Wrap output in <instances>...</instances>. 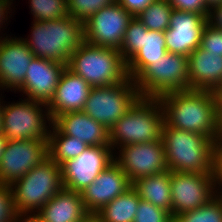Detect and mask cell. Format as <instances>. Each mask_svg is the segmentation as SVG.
<instances>
[{
	"mask_svg": "<svg viewBox=\"0 0 222 222\" xmlns=\"http://www.w3.org/2000/svg\"><path fill=\"white\" fill-rule=\"evenodd\" d=\"M132 186L126 173L114 160L97 178L81 192L83 205L88 213H97Z\"/></svg>",
	"mask_w": 222,
	"mask_h": 222,
	"instance_id": "ac0fdd59",
	"label": "cell"
},
{
	"mask_svg": "<svg viewBox=\"0 0 222 222\" xmlns=\"http://www.w3.org/2000/svg\"><path fill=\"white\" fill-rule=\"evenodd\" d=\"M88 146L73 136L64 135L53 123L48 136V157L58 165L78 157Z\"/></svg>",
	"mask_w": 222,
	"mask_h": 222,
	"instance_id": "484cf974",
	"label": "cell"
},
{
	"mask_svg": "<svg viewBox=\"0 0 222 222\" xmlns=\"http://www.w3.org/2000/svg\"><path fill=\"white\" fill-rule=\"evenodd\" d=\"M118 150L114 153L115 161L131 183L140 177L168 171L162 138L145 143L128 144Z\"/></svg>",
	"mask_w": 222,
	"mask_h": 222,
	"instance_id": "4fadbf2b",
	"label": "cell"
},
{
	"mask_svg": "<svg viewBox=\"0 0 222 222\" xmlns=\"http://www.w3.org/2000/svg\"><path fill=\"white\" fill-rule=\"evenodd\" d=\"M158 100L166 126L199 133L217 142L219 117L213 91H175L161 95Z\"/></svg>",
	"mask_w": 222,
	"mask_h": 222,
	"instance_id": "6da1fadb",
	"label": "cell"
},
{
	"mask_svg": "<svg viewBox=\"0 0 222 222\" xmlns=\"http://www.w3.org/2000/svg\"><path fill=\"white\" fill-rule=\"evenodd\" d=\"M167 53L164 32L147 30L143 48L126 63L128 77L135 80L149 65Z\"/></svg>",
	"mask_w": 222,
	"mask_h": 222,
	"instance_id": "cb8c5ba5",
	"label": "cell"
},
{
	"mask_svg": "<svg viewBox=\"0 0 222 222\" xmlns=\"http://www.w3.org/2000/svg\"><path fill=\"white\" fill-rule=\"evenodd\" d=\"M82 222H104L96 213H88Z\"/></svg>",
	"mask_w": 222,
	"mask_h": 222,
	"instance_id": "b9f144b4",
	"label": "cell"
},
{
	"mask_svg": "<svg viewBox=\"0 0 222 222\" xmlns=\"http://www.w3.org/2000/svg\"><path fill=\"white\" fill-rule=\"evenodd\" d=\"M10 187L17 214L35 215L63 188L61 166L48 157Z\"/></svg>",
	"mask_w": 222,
	"mask_h": 222,
	"instance_id": "8992f818",
	"label": "cell"
},
{
	"mask_svg": "<svg viewBox=\"0 0 222 222\" xmlns=\"http://www.w3.org/2000/svg\"><path fill=\"white\" fill-rule=\"evenodd\" d=\"M10 37V38H9ZM34 54L23 37L11 36L0 39V90H16L24 83Z\"/></svg>",
	"mask_w": 222,
	"mask_h": 222,
	"instance_id": "2e32d148",
	"label": "cell"
},
{
	"mask_svg": "<svg viewBox=\"0 0 222 222\" xmlns=\"http://www.w3.org/2000/svg\"><path fill=\"white\" fill-rule=\"evenodd\" d=\"M117 0H67L69 16L83 23L103 7L114 4Z\"/></svg>",
	"mask_w": 222,
	"mask_h": 222,
	"instance_id": "4dcf8cb0",
	"label": "cell"
},
{
	"mask_svg": "<svg viewBox=\"0 0 222 222\" xmlns=\"http://www.w3.org/2000/svg\"><path fill=\"white\" fill-rule=\"evenodd\" d=\"M111 146H88L78 157L61 165L63 188L83 192L114 160Z\"/></svg>",
	"mask_w": 222,
	"mask_h": 222,
	"instance_id": "8fae6325",
	"label": "cell"
},
{
	"mask_svg": "<svg viewBox=\"0 0 222 222\" xmlns=\"http://www.w3.org/2000/svg\"><path fill=\"white\" fill-rule=\"evenodd\" d=\"M187 58L189 89L214 91L222 84V54L208 53L199 46Z\"/></svg>",
	"mask_w": 222,
	"mask_h": 222,
	"instance_id": "44dd1931",
	"label": "cell"
},
{
	"mask_svg": "<svg viewBox=\"0 0 222 222\" xmlns=\"http://www.w3.org/2000/svg\"><path fill=\"white\" fill-rule=\"evenodd\" d=\"M52 123L44 102L20 98L5 104L3 100L2 133L7 140H48Z\"/></svg>",
	"mask_w": 222,
	"mask_h": 222,
	"instance_id": "52a82bcc",
	"label": "cell"
},
{
	"mask_svg": "<svg viewBox=\"0 0 222 222\" xmlns=\"http://www.w3.org/2000/svg\"><path fill=\"white\" fill-rule=\"evenodd\" d=\"M173 9L199 14H210L204 0H169Z\"/></svg>",
	"mask_w": 222,
	"mask_h": 222,
	"instance_id": "e575fe53",
	"label": "cell"
},
{
	"mask_svg": "<svg viewBox=\"0 0 222 222\" xmlns=\"http://www.w3.org/2000/svg\"><path fill=\"white\" fill-rule=\"evenodd\" d=\"M87 214L81 193L62 188L35 215L43 222H82Z\"/></svg>",
	"mask_w": 222,
	"mask_h": 222,
	"instance_id": "7402d4cb",
	"label": "cell"
},
{
	"mask_svg": "<svg viewBox=\"0 0 222 222\" xmlns=\"http://www.w3.org/2000/svg\"><path fill=\"white\" fill-rule=\"evenodd\" d=\"M200 47L208 53L222 54V29L207 22L202 32Z\"/></svg>",
	"mask_w": 222,
	"mask_h": 222,
	"instance_id": "836d02e7",
	"label": "cell"
},
{
	"mask_svg": "<svg viewBox=\"0 0 222 222\" xmlns=\"http://www.w3.org/2000/svg\"><path fill=\"white\" fill-rule=\"evenodd\" d=\"M140 199L131 186L123 194L103 206L96 214L104 222H134Z\"/></svg>",
	"mask_w": 222,
	"mask_h": 222,
	"instance_id": "d4e9b609",
	"label": "cell"
},
{
	"mask_svg": "<svg viewBox=\"0 0 222 222\" xmlns=\"http://www.w3.org/2000/svg\"><path fill=\"white\" fill-rule=\"evenodd\" d=\"M147 30L146 26L136 16L129 22L119 50L126 63L138 50L143 48L144 34H146Z\"/></svg>",
	"mask_w": 222,
	"mask_h": 222,
	"instance_id": "f546056e",
	"label": "cell"
},
{
	"mask_svg": "<svg viewBox=\"0 0 222 222\" xmlns=\"http://www.w3.org/2000/svg\"><path fill=\"white\" fill-rule=\"evenodd\" d=\"M48 158V140H8L0 160V184L11 185Z\"/></svg>",
	"mask_w": 222,
	"mask_h": 222,
	"instance_id": "5bb4252c",
	"label": "cell"
},
{
	"mask_svg": "<svg viewBox=\"0 0 222 222\" xmlns=\"http://www.w3.org/2000/svg\"><path fill=\"white\" fill-rule=\"evenodd\" d=\"M164 116L158 98L140 97L109 130L113 151L128 144L156 141L161 138Z\"/></svg>",
	"mask_w": 222,
	"mask_h": 222,
	"instance_id": "277c9868",
	"label": "cell"
},
{
	"mask_svg": "<svg viewBox=\"0 0 222 222\" xmlns=\"http://www.w3.org/2000/svg\"><path fill=\"white\" fill-rule=\"evenodd\" d=\"M7 138L4 136L3 133H0V160H1V157H2V154L4 153V150H5V146H6V143H7Z\"/></svg>",
	"mask_w": 222,
	"mask_h": 222,
	"instance_id": "7bdbcfd3",
	"label": "cell"
},
{
	"mask_svg": "<svg viewBox=\"0 0 222 222\" xmlns=\"http://www.w3.org/2000/svg\"><path fill=\"white\" fill-rule=\"evenodd\" d=\"M208 22L214 27L222 29V4H219L210 10Z\"/></svg>",
	"mask_w": 222,
	"mask_h": 222,
	"instance_id": "f35d334b",
	"label": "cell"
},
{
	"mask_svg": "<svg viewBox=\"0 0 222 222\" xmlns=\"http://www.w3.org/2000/svg\"><path fill=\"white\" fill-rule=\"evenodd\" d=\"M133 17L117 1L103 7L84 22V41L120 50L125 31Z\"/></svg>",
	"mask_w": 222,
	"mask_h": 222,
	"instance_id": "7c38bea8",
	"label": "cell"
},
{
	"mask_svg": "<svg viewBox=\"0 0 222 222\" xmlns=\"http://www.w3.org/2000/svg\"><path fill=\"white\" fill-rule=\"evenodd\" d=\"M33 21H51L69 16L67 0H29Z\"/></svg>",
	"mask_w": 222,
	"mask_h": 222,
	"instance_id": "f1b7e54d",
	"label": "cell"
},
{
	"mask_svg": "<svg viewBox=\"0 0 222 222\" xmlns=\"http://www.w3.org/2000/svg\"><path fill=\"white\" fill-rule=\"evenodd\" d=\"M2 97V94L0 95ZM0 97V133H2V109H3V100Z\"/></svg>",
	"mask_w": 222,
	"mask_h": 222,
	"instance_id": "bcb514c9",
	"label": "cell"
},
{
	"mask_svg": "<svg viewBox=\"0 0 222 222\" xmlns=\"http://www.w3.org/2000/svg\"><path fill=\"white\" fill-rule=\"evenodd\" d=\"M155 0H117V2L133 16H137Z\"/></svg>",
	"mask_w": 222,
	"mask_h": 222,
	"instance_id": "d590c367",
	"label": "cell"
},
{
	"mask_svg": "<svg viewBox=\"0 0 222 222\" xmlns=\"http://www.w3.org/2000/svg\"><path fill=\"white\" fill-rule=\"evenodd\" d=\"M91 86L67 67L63 70L54 96L47 104L52 121L65 112L82 111Z\"/></svg>",
	"mask_w": 222,
	"mask_h": 222,
	"instance_id": "d6986e66",
	"label": "cell"
},
{
	"mask_svg": "<svg viewBox=\"0 0 222 222\" xmlns=\"http://www.w3.org/2000/svg\"><path fill=\"white\" fill-rule=\"evenodd\" d=\"M0 222H21L17 214L12 188L9 184H0Z\"/></svg>",
	"mask_w": 222,
	"mask_h": 222,
	"instance_id": "d6a6232c",
	"label": "cell"
},
{
	"mask_svg": "<svg viewBox=\"0 0 222 222\" xmlns=\"http://www.w3.org/2000/svg\"><path fill=\"white\" fill-rule=\"evenodd\" d=\"M28 38H23L35 57L67 65L71 54L84 42V23L66 16L51 21H33Z\"/></svg>",
	"mask_w": 222,
	"mask_h": 222,
	"instance_id": "3957f363",
	"label": "cell"
},
{
	"mask_svg": "<svg viewBox=\"0 0 222 222\" xmlns=\"http://www.w3.org/2000/svg\"><path fill=\"white\" fill-rule=\"evenodd\" d=\"M206 6L211 10L213 7L222 4V0H204Z\"/></svg>",
	"mask_w": 222,
	"mask_h": 222,
	"instance_id": "f6af8a7d",
	"label": "cell"
},
{
	"mask_svg": "<svg viewBox=\"0 0 222 222\" xmlns=\"http://www.w3.org/2000/svg\"><path fill=\"white\" fill-rule=\"evenodd\" d=\"M171 171L140 177L132 182L139 197L172 214Z\"/></svg>",
	"mask_w": 222,
	"mask_h": 222,
	"instance_id": "603a6c76",
	"label": "cell"
},
{
	"mask_svg": "<svg viewBox=\"0 0 222 222\" xmlns=\"http://www.w3.org/2000/svg\"><path fill=\"white\" fill-rule=\"evenodd\" d=\"M215 183H216V195L222 197V149L217 148L215 154Z\"/></svg>",
	"mask_w": 222,
	"mask_h": 222,
	"instance_id": "8d00e7d4",
	"label": "cell"
},
{
	"mask_svg": "<svg viewBox=\"0 0 222 222\" xmlns=\"http://www.w3.org/2000/svg\"><path fill=\"white\" fill-rule=\"evenodd\" d=\"M140 97L135 81L128 77L119 84L91 87L82 111L110 130Z\"/></svg>",
	"mask_w": 222,
	"mask_h": 222,
	"instance_id": "9c48e42d",
	"label": "cell"
},
{
	"mask_svg": "<svg viewBox=\"0 0 222 222\" xmlns=\"http://www.w3.org/2000/svg\"><path fill=\"white\" fill-rule=\"evenodd\" d=\"M209 14L173 9L169 28L164 32L168 53L188 57L201 43V36Z\"/></svg>",
	"mask_w": 222,
	"mask_h": 222,
	"instance_id": "9a60e30c",
	"label": "cell"
},
{
	"mask_svg": "<svg viewBox=\"0 0 222 222\" xmlns=\"http://www.w3.org/2000/svg\"><path fill=\"white\" fill-rule=\"evenodd\" d=\"M21 222H43L36 215H27L21 218Z\"/></svg>",
	"mask_w": 222,
	"mask_h": 222,
	"instance_id": "ee69618b",
	"label": "cell"
},
{
	"mask_svg": "<svg viewBox=\"0 0 222 222\" xmlns=\"http://www.w3.org/2000/svg\"><path fill=\"white\" fill-rule=\"evenodd\" d=\"M134 81L141 97L158 98L170 92L188 90V58L167 53L149 65Z\"/></svg>",
	"mask_w": 222,
	"mask_h": 222,
	"instance_id": "ba28073f",
	"label": "cell"
},
{
	"mask_svg": "<svg viewBox=\"0 0 222 222\" xmlns=\"http://www.w3.org/2000/svg\"><path fill=\"white\" fill-rule=\"evenodd\" d=\"M219 117L217 148L222 149V113H217Z\"/></svg>",
	"mask_w": 222,
	"mask_h": 222,
	"instance_id": "60d3db41",
	"label": "cell"
},
{
	"mask_svg": "<svg viewBox=\"0 0 222 222\" xmlns=\"http://www.w3.org/2000/svg\"><path fill=\"white\" fill-rule=\"evenodd\" d=\"M171 217L193 211L216 196L213 174L182 173L171 171Z\"/></svg>",
	"mask_w": 222,
	"mask_h": 222,
	"instance_id": "30bf717a",
	"label": "cell"
},
{
	"mask_svg": "<svg viewBox=\"0 0 222 222\" xmlns=\"http://www.w3.org/2000/svg\"><path fill=\"white\" fill-rule=\"evenodd\" d=\"M134 222H173V218L165 209L140 199Z\"/></svg>",
	"mask_w": 222,
	"mask_h": 222,
	"instance_id": "1f68e13d",
	"label": "cell"
},
{
	"mask_svg": "<svg viewBox=\"0 0 222 222\" xmlns=\"http://www.w3.org/2000/svg\"><path fill=\"white\" fill-rule=\"evenodd\" d=\"M161 138L168 170L182 173H214L217 144L208 136L163 124Z\"/></svg>",
	"mask_w": 222,
	"mask_h": 222,
	"instance_id": "7a4b0ae2",
	"label": "cell"
},
{
	"mask_svg": "<svg viewBox=\"0 0 222 222\" xmlns=\"http://www.w3.org/2000/svg\"><path fill=\"white\" fill-rule=\"evenodd\" d=\"M173 7L169 0H155L146 9L142 10L138 18L148 30L165 32L170 25Z\"/></svg>",
	"mask_w": 222,
	"mask_h": 222,
	"instance_id": "4316f807",
	"label": "cell"
},
{
	"mask_svg": "<svg viewBox=\"0 0 222 222\" xmlns=\"http://www.w3.org/2000/svg\"><path fill=\"white\" fill-rule=\"evenodd\" d=\"M173 222H222V197L216 195L202 207L173 217Z\"/></svg>",
	"mask_w": 222,
	"mask_h": 222,
	"instance_id": "83f0119b",
	"label": "cell"
},
{
	"mask_svg": "<svg viewBox=\"0 0 222 222\" xmlns=\"http://www.w3.org/2000/svg\"><path fill=\"white\" fill-rule=\"evenodd\" d=\"M53 124L67 136L83 141L87 146H110L109 130L83 111L58 115Z\"/></svg>",
	"mask_w": 222,
	"mask_h": 222,
	"instance_id": "ffe728a7",
	"label": "cell"
},
{
	"mask_svg": "<svg viewBox=\"0 0 222 222\" xmlns=\"http://www.w3.org/2000/svg\"><path fill=\"white\" fill-rule=\"evenodd\" d=\"M66 64L53 60L34 57L28 67L24 83L16 90L29 100L48 104Z\"/></svg>",
	"mask_w": 222,
	"mask_h": 222,
	"instance_id": "e0dca14e",
	"label": "cell"
},
{
	"mask_svg": "<svg viewBox=\"0 0 222 222\" xmlns=\"http://www.w3.org/2000/svg\"><path fill=\"white\" fill-rule=\"evenodd\" d=\"M12 4L13 3L9 0H0V32H1L2 26L4 24L6 25L5 21L7 22L8 18L12 16V14H10L12 13L11 12L12 9L10 8L12 7L11 6ZM3 38H4V35L3 36L0 35V39H3Z\"/></svg>",
	"mask_w": 222,
	"mask_h": 222,
	"instance_id": "74e56055",
	"label": "cell"
},
{
	"mask_svg": "<svg viewBox=\"0 0 222 222\" xmlns=\"http://www.w3.org/2000/svg\"><path fill=\"white\" fill-rule=\"evenodd\" d=\"M215 101H216V109L217 113H222V84H220L214 91H213Z\"/></svg>",
	"mask_w": 222,
	"mask_h": 222,
	"instance_id": "ab89813d",
	"label": "cell"
},
{
	"mask_svg": "<svg viewBox=\"0 0 222 222\" xmlns=\"http://www.w3.org/2000/svg\"><path fill=\"white\" fill-rule=\"evenodd\" d=\"M66 67L91 87L111 86L128 78L126 62L118 49L86 41L71 54Z\"/></svg>",
	"mask_w": 222,
	"mask_h": 222,
	"instance_id": "5b68a950",
	"label": "cell"
}]
</instances>
